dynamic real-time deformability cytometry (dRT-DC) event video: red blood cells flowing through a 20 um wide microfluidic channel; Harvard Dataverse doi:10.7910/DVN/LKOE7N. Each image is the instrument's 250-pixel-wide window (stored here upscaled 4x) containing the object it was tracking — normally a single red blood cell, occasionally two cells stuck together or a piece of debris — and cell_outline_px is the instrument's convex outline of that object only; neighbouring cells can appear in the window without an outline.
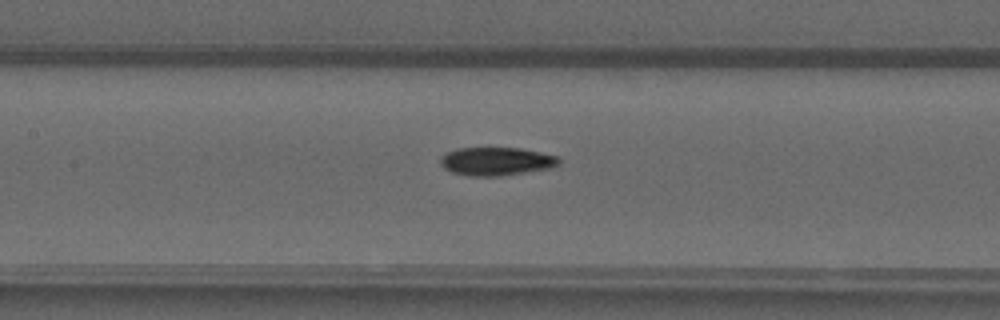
{"species": "common noctule bat (a hibernating species)", "species_latin": "Nyctalus noctula", "temperature_condition": "warm", "stored_images_in_passage": 37, "camera_frame_rate_fps": 3000, "um_per_image_px": 0.085, "animal": {"sex": "male", "forearm_length_mm": 52.5}, "frame": {"image": 1, "passage_image": 14, "time_ms": 4.333, "image_size_px": [1000, 320], "cell_outline_px": [[560, 164], [552, 168], [500, 176], [468, 176], [452, 172], [444, 168], [440, 164], [440, 156], [448, 152], [460, 148], [520, 148], [560, 156]], "centroid_in_image_um": [42.22, 13.72], "position_along_channel_um": 165.2, "area_um2": 19.65}}
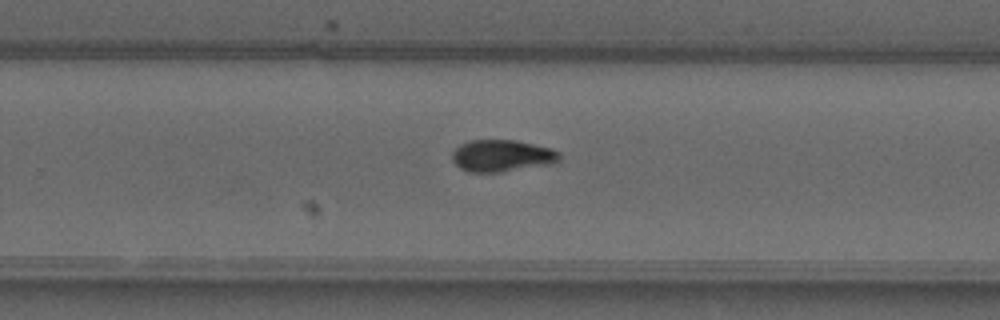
{"frame": {"image": 2, "passage_image": 23, "time_ms": 7.333, "image_size_px": [1000, 320], "cell_outline_px": [[560, 160], [552, 164], [500, 172], [468, 172], [460, 168], [452, 160], [452, 152], [460, 144], [472, 140], [516, 140], [552, 148], [560, 152]], "centroid_in_image_um": [42.68, 13.24], "position_along_channel_um": 287.1, "area_um2": 20.06}}
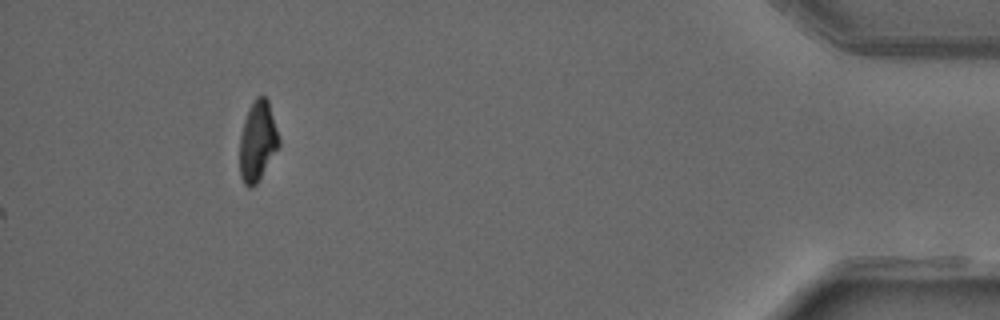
{"frame": {"image": 3, "passage_image": 37, "time_ms": 12.0, "image_size_px": [1000, 320], "cell_outline_px": [[280, 148], [256, 184], [252, 188], [248, 188], [244, 184], [240, 176], [240, 136], [244, 120], [256, 96], [264, 96], [268, 100], [280, 140]], "centroid_in_image_um": [21.91, 12.05], "position_along_channel_um": 413.3, "area_um2": 18.32}, "authors_computed_cell_mechanics": {"area_um2": 19.4208, "velocity_mm_per_s": 4.0936, "shape_relaxation_time_tau1_ms": 6.7789, "shape_relaxation_time_tau2_ms": 2.8092, "deformation_change_tau1": 0.2232, "deformation_change_tau2": 0.0648}}